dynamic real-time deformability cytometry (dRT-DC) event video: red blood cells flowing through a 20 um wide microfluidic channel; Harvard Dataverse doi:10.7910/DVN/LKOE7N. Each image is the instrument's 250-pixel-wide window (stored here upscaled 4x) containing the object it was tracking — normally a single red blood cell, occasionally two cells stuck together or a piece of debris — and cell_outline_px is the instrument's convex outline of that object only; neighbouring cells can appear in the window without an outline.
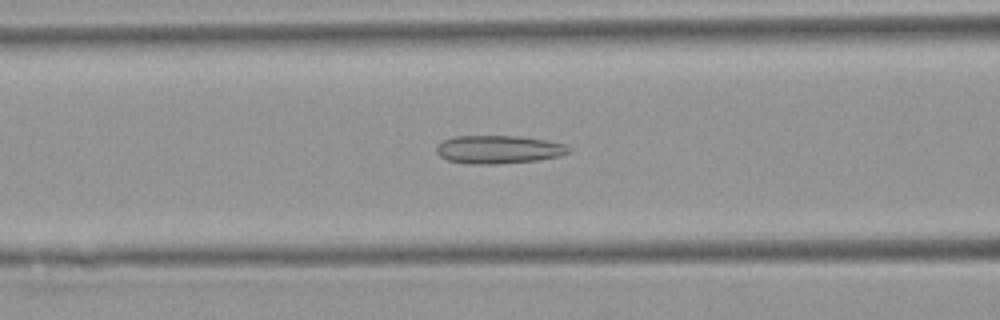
{"species": "Egyptian fruit bat (a non-hibernating species)", "species_latin": "Rousettus aegyptiacus", "temperature_condition": "warm", "stored_images_in_passage": 44, "camera_frame_rate_fps": 3000, "um_per_image_px": 0.085, "animal": {"sex": "female"}, "frame": {"image": 1, "passage_image": 19, "time_ms": 6.0, "image_size_px": [1000, 320], "cell_outline_px": [[572, 152], [560, 156], [540, 160], [500, 164], [472, 164], [448, 160], [440, 156], [436, 152], [436, 144], [440, 140], [456, 136], [520, 136], [544, 140], [564, 144], [572, 148]], "centroid_in_image_um": [42.38, 12.71], "position_along_channel_um": 124.2, "area_um2": 22.02}}
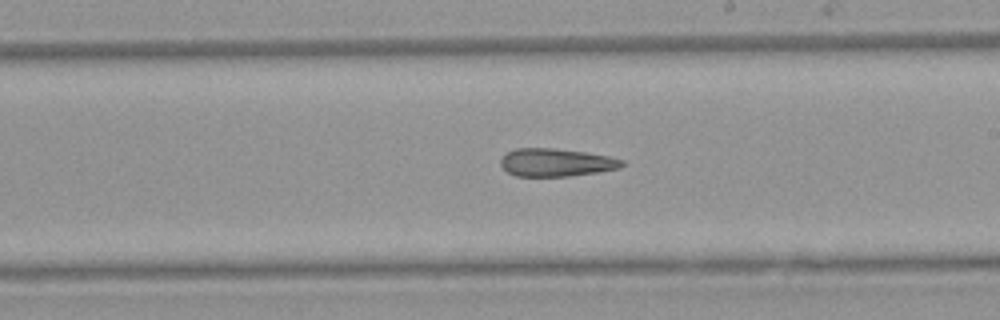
{"frame": {"image": 2, "passage_image": 28, "time_ms": 9.0, "image_size_px": [1000, 320], "cell_outline_px": [[624, 164], [620, 168], [596, 172], [568, 176], [516, 176], [508, 172], [500, 164], [500, 156], [516, 148], [552, 148], [584, 152], [608, 156], [624, 160]], "centroid_in_image_um": [47.24, 13.8], "position_along_channel_um": 241.8, "area_um2": 19.65}}
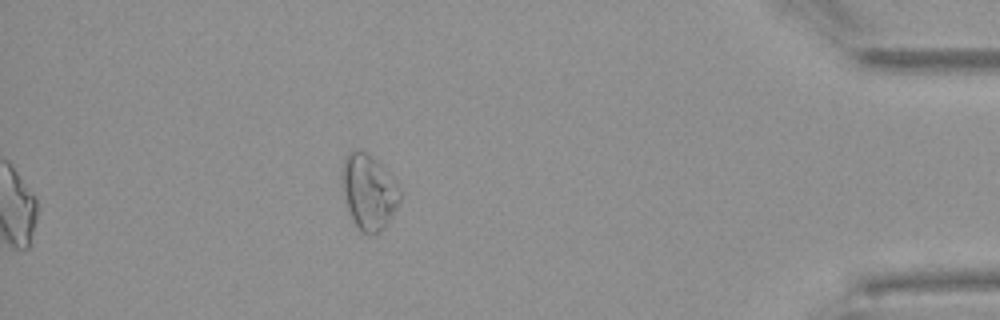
{"frame": {"image": 3, "passage_image": 44, "time_ms": 14.333, "image_size_px": [1000, 320], "cell_outline_px": [[400, 200], [396, 208], [384, 228], [380, 232], [372, 236], [368, 236], [360, 232], [356, 228], [352, 220], [348, 208], [340, 180], [340, 168], [344, 156], [352, 148], [360, 148], [372, 156], [396, 180], [400, 188]], "centroid_in_image_um": [31.3, 16.28], "position_along_channel_um": 403.9, "area_um2": 26.18}}